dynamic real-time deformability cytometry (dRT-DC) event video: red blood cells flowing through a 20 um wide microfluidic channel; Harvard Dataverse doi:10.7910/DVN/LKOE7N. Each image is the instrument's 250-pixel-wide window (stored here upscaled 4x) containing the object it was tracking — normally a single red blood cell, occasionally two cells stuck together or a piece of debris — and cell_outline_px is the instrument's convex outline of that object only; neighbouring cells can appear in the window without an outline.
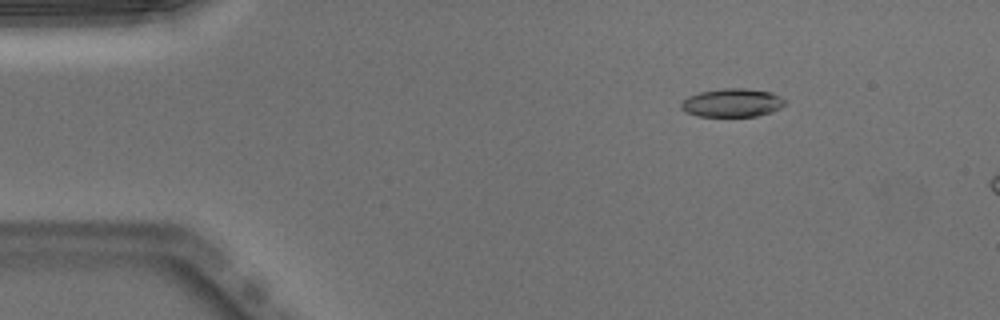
{"species": "Egyptian fruit bat (a non-hibernating species)", "species_latin": "Rousettus aegyptiacus", "temperature_condition": "warm", "stored_images_in_passage": 11, "camera_frame_rate_fps": 3000, "um_per_image_px": 0.085, "animal": {"sex": "male"}, "frame": {"image": 1, "passage_image": 5, "time_ms": 1.333, "image_size_px": [1000, 320], "cell_outline_px": [[788, 100], [780, 108], [772, 112], [756, 116], [696, 116], [684, 112], [680, 108], [680, 104], [688, 96], [700, 92], [724, 88], [744, 88], [772, 92]], "centroid_in_image_um": [62.24, 8.74], "position_along_channel_um": 22.8, "area_um2": 17.34}}